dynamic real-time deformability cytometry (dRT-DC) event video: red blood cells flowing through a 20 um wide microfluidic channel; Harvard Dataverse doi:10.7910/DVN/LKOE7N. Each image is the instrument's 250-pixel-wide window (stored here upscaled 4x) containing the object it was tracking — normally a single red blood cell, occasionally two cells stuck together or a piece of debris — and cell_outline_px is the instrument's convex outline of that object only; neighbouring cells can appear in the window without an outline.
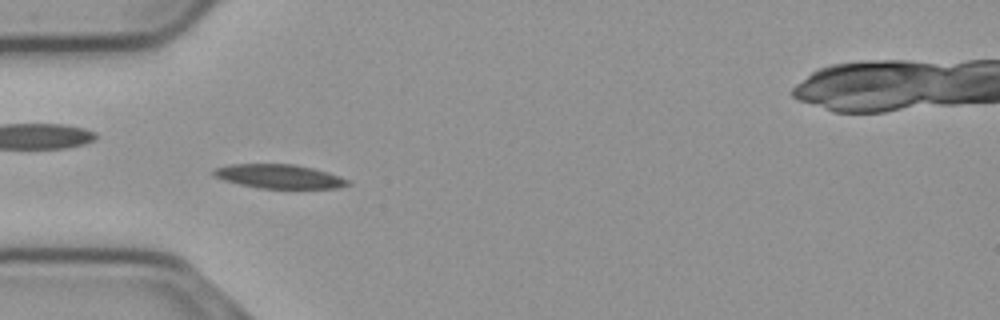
{"species": "common noctule bat (a hibernating species)", "species_latin": "Nyctalus noctula", "temperature_condition": "cold", "stored_images_in_passage": 57, "camera_frame_rate_fps": 3000, "um_per_image_px": 0.085, "animal": {"sex": "male", "body_mass_g": 23.1, "forearm_length_mm": 52.7}, "frame": {"image": 1, "passage_image": 17, "time_ms": 5.333, "image_size_px": [1000, 320], "cell_outline_px": [[352, 184], [336, 188], [260, 188], [240, 184], [224, 180], [212, 176], [212, 168], [232, 164], [296, 164], [328, 172], [340, 176], [348, 180]], "centroid_in_image_um": [23.7, 14.99], "position_along_channel_um": 61.3, "area_um2": 18.79}}
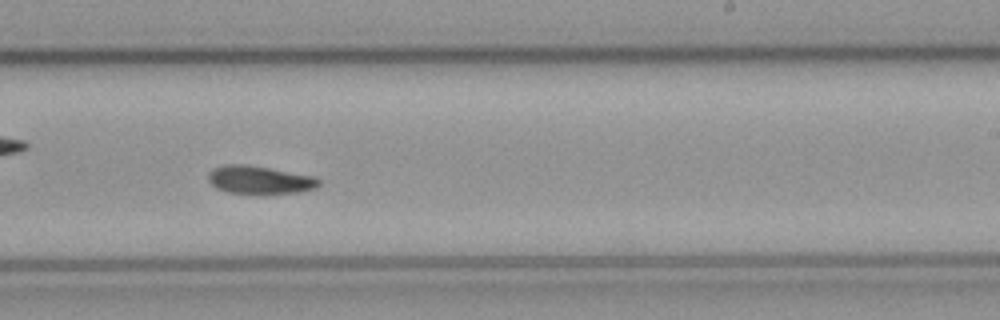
{"frame": {"image": 2, "passage_image": 34, "time_ms": 11.0, "image_size_px": [1000, 320], "cell_outline_px": [[320, 184], [316, 188], [300, 192], [228, 192], [216, 188], [208, 180], [208, 172], [212, 168], [224, 164], [244, 164], [268, 168], [312, 176], [320, 180]], "centroid_in_image_um": [22.02, 15.26], "position_along_channel_um": 267.0, "area_um2": 17.57}}
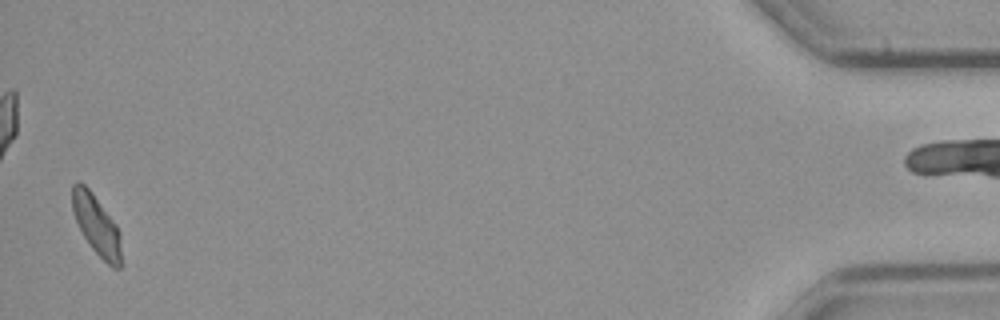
{"frame": {"image": 3, "passage_image": 55, "time_ms": 18.0, "image_size_px": [1000, 320], "cell_outline_px": [[120, 268], [112, 268], [92, 248], [84, 236], [76, 220], [72, 208], [72, 184], [76, 180], [80, 180], [92, 192], [116, 224], [120, 236]], "centroid_in_image_um": [8.18, 19.08], "position_along_channel_um": 427.0, "area_um2": 16.82}}